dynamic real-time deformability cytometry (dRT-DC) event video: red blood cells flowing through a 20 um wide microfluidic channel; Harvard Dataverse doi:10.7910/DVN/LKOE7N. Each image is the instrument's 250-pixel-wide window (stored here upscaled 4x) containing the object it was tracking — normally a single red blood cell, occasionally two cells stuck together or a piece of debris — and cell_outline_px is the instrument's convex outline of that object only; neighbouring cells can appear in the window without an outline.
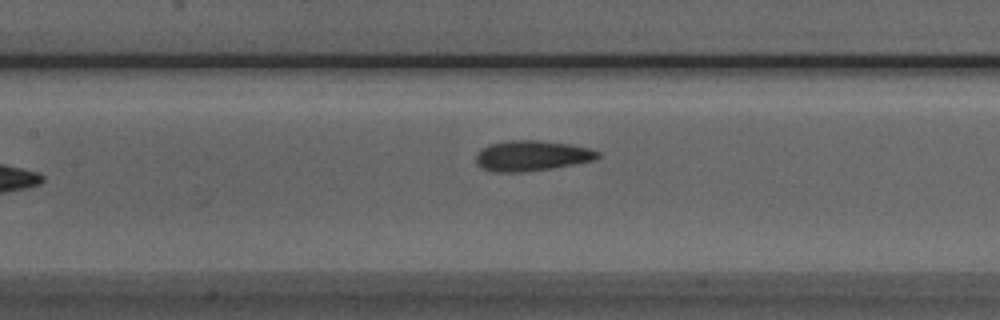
{"species": "Egyptian fruit bat (a non-hibernating species)", "species_latin": "Rousettus aegyptiacus", "temperature_condition": "room temperature", "stored_images_in_passage": 5, "camera_frame_rate_fps": 3000, "um_per_image_px": 0.085, "animal": {"sex": "male"}, "frame": {"image": 1, "passage_image": 5, "time_ms": 4.667, "image_size_px": [1000, 320], "cell_outline_px": [[600, 156], [596, 160], [548, 168], [520, 172], [492, 172], [480, 168], [476, 164], [476, 152], [480, 148], [488, 144], [504, 140], [540, 140], [568, 144], [588, 148], [600, 152]], "centroid_in_image_um": [45.12, 13.22], "position_along_channel_um": 162.3, "area_um2": 21.73}}